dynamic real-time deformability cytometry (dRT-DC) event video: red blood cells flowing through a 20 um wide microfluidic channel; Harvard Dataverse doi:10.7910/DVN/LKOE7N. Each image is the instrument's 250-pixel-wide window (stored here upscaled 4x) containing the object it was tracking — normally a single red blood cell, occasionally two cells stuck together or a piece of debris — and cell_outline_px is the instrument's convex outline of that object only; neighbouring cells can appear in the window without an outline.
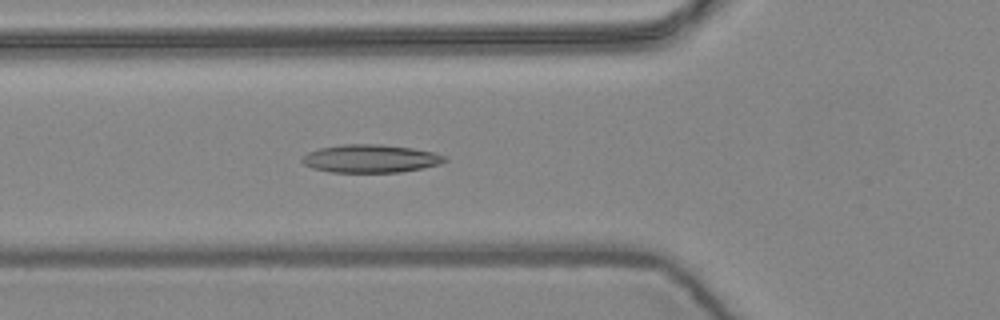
{"species": "common noctule bat (a hibernating species)", "species_latin": "Nyctalus noctula", "temperature_condition": "warm", "stored_images_in_passage": 5, "camera_frame_rate_fps": 3000, "um_per_image_px": 0.085, "animal": {"sex": "female", "body_mass_g": 24.6, "forearm_length_mm": 56.2}, "frame": {"image": 1, "passage_image": 5, "time_ms": 1.333, "image_size_px": [1000, 320], "cell_outline_px": [[448, 160], [440, 164], [400, 172], [328, 172], [312, 168], [304, 164], [300, 160], [308, 152], [320, 148], [344, 144], [380, 144], [412, 148], [436, 152], [448, 156]], "centroid_in_image_um": [31.52, 13.48], "position_along_channel_um": 94.3, "area_um2": 23.41}}